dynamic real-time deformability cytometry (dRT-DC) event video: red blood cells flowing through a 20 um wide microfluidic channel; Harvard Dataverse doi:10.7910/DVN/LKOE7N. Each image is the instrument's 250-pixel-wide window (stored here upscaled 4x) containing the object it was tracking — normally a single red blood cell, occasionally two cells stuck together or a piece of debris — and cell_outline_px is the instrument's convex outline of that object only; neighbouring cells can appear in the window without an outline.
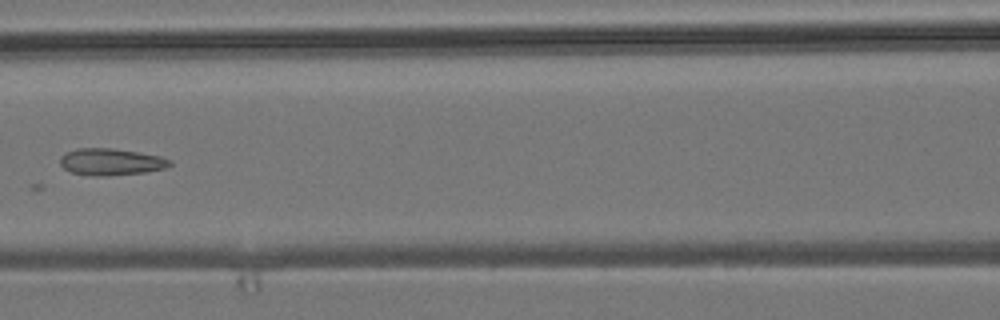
{"species": "common noctule bat (a hibernating species)", "species_latin": "Nyctalus noctula", "temperature_condition": "room temperature", "stored_images_in_passage": 6, "camera_frame_rate_fps": 3000, "um_per_image_px": 0.085, "animal": {"sex": "male", "body_mass_g": 19.2, "forearm_length_mm": 51.8}, "frame": {"image": 1, "passage_image": 6, "time_ms": 5.667, "image_size_px": [1000, 320], "cell_outline_px": [[172, 164], [164, 168], [144, 172], [108, 176], [92, 176], [72, 172], [64, 168], [60, 164], [60, 156], [64, 152], [76, 148], [112, 148], [160, 156], [172, 160]], "centroid_in_image_um": [9.39, 13.75], "position_along_channel_um": 157.2, "area_um2": 17.17}}